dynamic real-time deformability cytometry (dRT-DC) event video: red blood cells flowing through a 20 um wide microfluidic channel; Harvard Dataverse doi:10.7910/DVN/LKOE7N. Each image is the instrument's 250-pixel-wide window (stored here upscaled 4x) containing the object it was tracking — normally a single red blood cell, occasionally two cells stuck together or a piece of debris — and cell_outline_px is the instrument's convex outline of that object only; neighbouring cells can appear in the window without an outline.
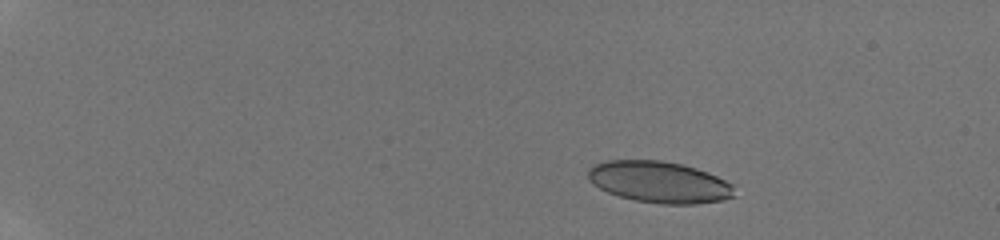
{"species": "human", "species_latin": "Homo sapiens", "temperature_condition": "room temperature", "stored_images_in_passage": 15, "camera_frame_rate_fps": 3000, "um_per_image_px": 0.085, "donor": {"sex": "male"}, "frame": {"image": 1, "passage_image": 1, "time_ms": 0.0, "image_size_px": [1000, 240], "cell_outline_px": [[736, 196], [724, 200], [696, 204], [664, 204], [636, 200], [620, 196], [608, 192], [592, 184], [588, 180], [588, 168], [592, 164], [604, 160], [660, 160], [680, 164], [696, 168], [708, 172], [732, 184]], "centroid_in_image_um": [56.02, 15.47], "position_along_channel_um": 29.0, "area_um2": 35.49}}
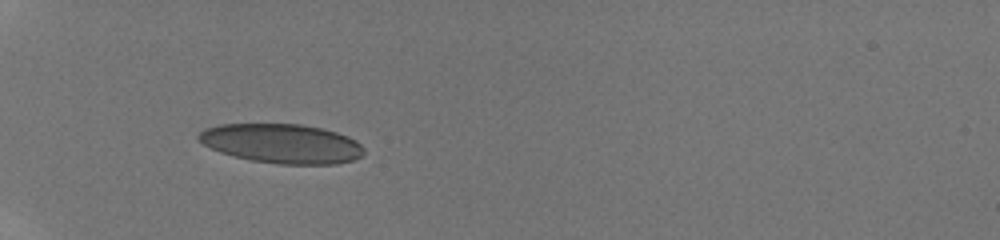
{"frame": {"image": 2, "passage_image": 11, "time_ms": 3.333, "image_size_px": [1000, 240], "cell_outline_px": [[364, 152], [360, 156], [352, 160], [336, 164], [280, 164], [252, 160], [220, 152], [196, 140], [196, 136], [204, 128], [220, 124], [300, 124], [320, 128], [336, 132], [348, 136], [356, 140], [364, 148]], "centroid_in_image_um": [23.94, 12.19], "position_along_channel_um": 61.1, "area_um2": 37.8}}
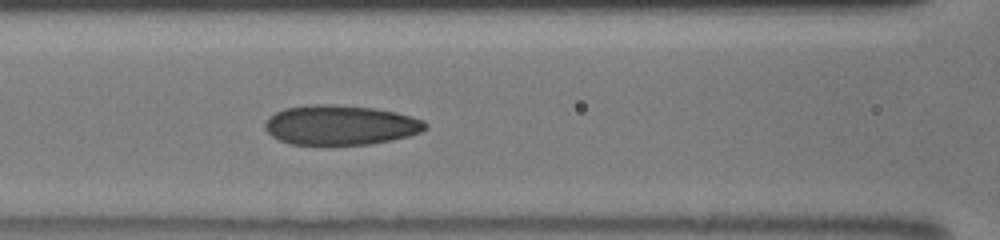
{"frame": {"image": 3, "passage_image": 15, "time_ms": 5.667, "image_size_px": [1000, 240], "cell_outline_px": [[428, 128], [420, 132], [408, 136], [392, 140], [368, 144], [292, 144], [280, 140], [272, 136], [264, 128], [264, 124], [276, 112], [284, 108], [312, 104], [336, 104], [372, 108], [396, 112], [424, 120], [428, 124]], "centroid_in_image_um": [28.96, 10.62], "position_along_channel_um": 137.6, "area_um2": 36.99}}